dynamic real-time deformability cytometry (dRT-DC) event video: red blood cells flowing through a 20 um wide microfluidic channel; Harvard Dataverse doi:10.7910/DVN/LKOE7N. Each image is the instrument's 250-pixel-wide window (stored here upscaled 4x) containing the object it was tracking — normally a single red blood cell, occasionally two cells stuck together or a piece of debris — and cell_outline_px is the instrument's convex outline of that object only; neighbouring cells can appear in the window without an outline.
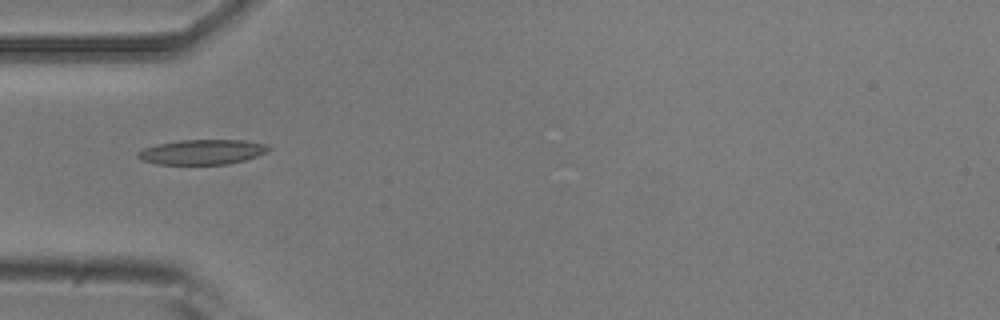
{"species": "common noctule bat (a hibernating species)", "species_latin": "Nyctalus noctula", "temperature_condition": "room temperature", "stored_images_in_passage": 4, "camera_frame_rate_fps": 3000, "um_per_image_px": 0.085, "animal": {"sex": "male", "body_mass_g": 20.5, "forearm_length_mm": 52.5}, "frame": {"image": 1, "passage_image": 4, "time_ms": 1.0, "image_size_px": [1000, 320], "cell_outline_px": [[272, 148], [256, 156], [244, 160], [228, 164], [156, 164], [144, 160], [136, 156], [136, 152], [144, 148], [156, 144], [180, 140], [244, 140], [268, 144]], "centroid_in_image_um": [17.18, 12.91], "position_along_channel_um": 67.8, "area_um2": 18.96}}